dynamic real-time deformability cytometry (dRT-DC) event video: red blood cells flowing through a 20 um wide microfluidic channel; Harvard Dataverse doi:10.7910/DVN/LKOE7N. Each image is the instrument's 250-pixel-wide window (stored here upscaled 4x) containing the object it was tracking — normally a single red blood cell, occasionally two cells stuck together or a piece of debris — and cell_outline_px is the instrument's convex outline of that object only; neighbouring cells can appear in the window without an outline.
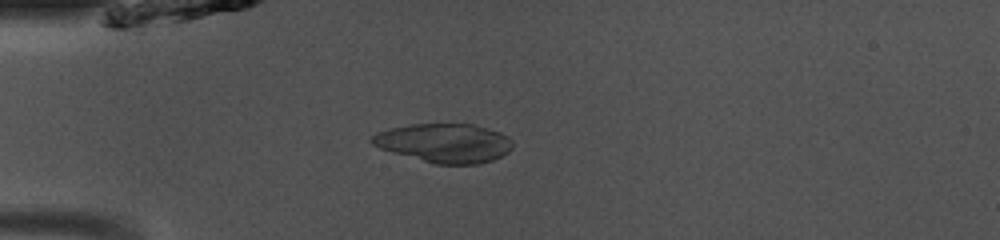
{"species": "common noctule bat (a hibernating species)", "species_latin": "Nyctalus noctula", "temperature_condition": "room temperature", "stored_images_in_passage": 49, "camera_frame_rate_fps": 3000, "um_per_image_px": 0.085, "animal": {"sex": "male", "body_mass_g": 13.0, "forearm_length_mm": 53.1}, "frame": {"image": 1, "passage_image": 14, "time_ms": 4.333, "image_size_px": [1000, 240], "cell_outline_px": [[512, 148], [508, 152], [492, 160], [476, 164], [436, 164], [392, 152], [380, 148], [372, 144], [368, 140], [372, 136], [380, 132], [392, 128], [412, 124], [472, 124], [500, 132], [508, 136], [512, 140]], "centroid_in_image_um": [37.79, 12.16], "position_along_channel_um": 47.2, "area_um2": 31.67}}
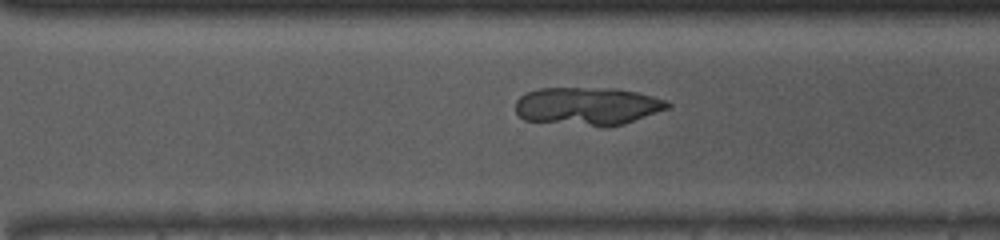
{"frame": {"image": 2, "passage_image": 35, "time_ms": 11.333, "image_size_px": [1000, 240], "cell_outline_px": [[672, 104], [668, 108], [624, 124], [592, 124], [524, 120], [516, 112], [516, 100], [520, 96], [528, 92], [540, 88], [616, 88], [636, 92], [668, 100]], "centroid_in_image_um": [49.96, 8.98], "position_along_channel_um": 320.6, "area_um2": 32.71}}